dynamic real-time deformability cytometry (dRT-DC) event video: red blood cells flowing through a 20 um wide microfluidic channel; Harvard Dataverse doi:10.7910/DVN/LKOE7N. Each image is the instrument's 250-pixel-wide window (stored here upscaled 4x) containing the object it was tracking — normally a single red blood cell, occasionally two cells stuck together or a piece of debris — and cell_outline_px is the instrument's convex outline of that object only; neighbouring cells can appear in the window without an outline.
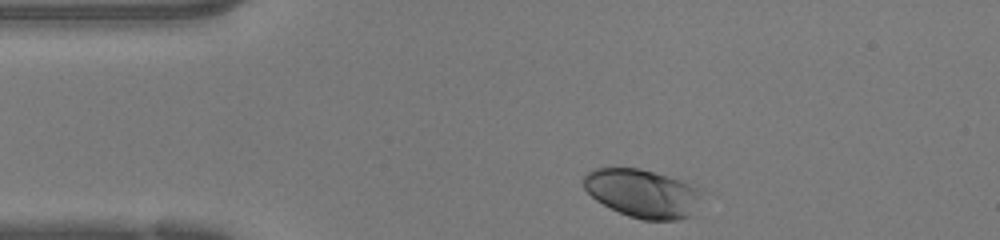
{"species": "human", "species_latin": "Homo sapiens", "temperature_condition": "warm", "stored_images_in_passage": 30, "camera_frame_rate_fps": 3000, "um_per_image_px": 0.085, "donor": {"sex": "female"}, "frame": {"image": 1, "passage_image": 1, "time_ms": 0.0, "image_size_px": [1000, 240], "cell_outline_px": [[696, 196], [692, 216], [680, 220], [644, 220], [628, 216], [596, 200], [584, 188], [584, 176], [588, 172], [596, 168], [640, 168], [668, 176], [680, 180], [696, 188]], "centroid_in_image_um": [54.54, 16.43], "position_along_channel_um": 30.5, "area_um2": 32.43}}
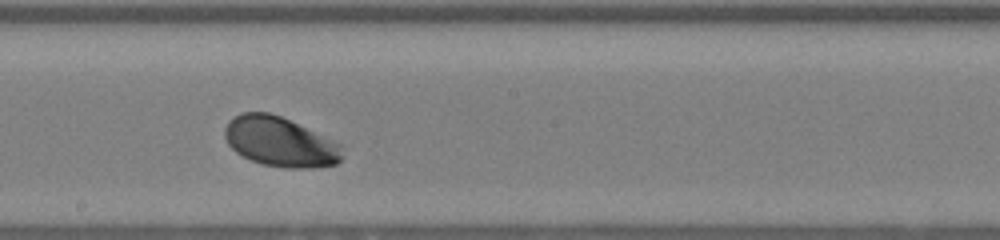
{"frame": {"image": 2, "passage_image": 18, "time_ms": 5.667, "image_size_px": [1000, 240], "cell_outline_px": [[344, 144], [340, 160], [336, 164], [312, 168], [284, 168], [264, 164], [252, 160], [236, 152], [228, 144], [224, 136], [224, 128], [228, 120], [240, 112], [268, 112], [280, 116]], "centroid_in_image_um": [23.81, 12.05], "position_along_channel_um": 224.4, "area_um2": 34.22}}
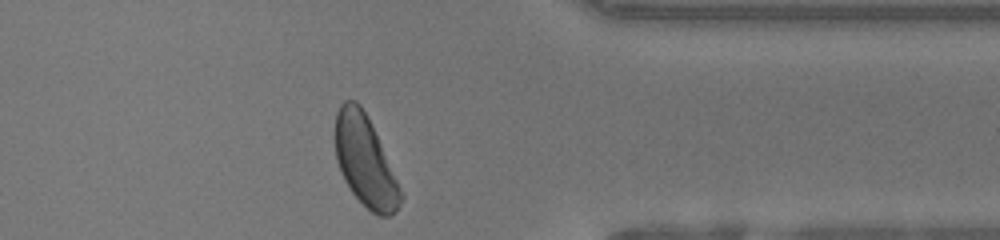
{"frame": {"image": 3, "passage_image": 30, "time_ms": 9.667, "image_size_px": [1000, 240], "cell_outline_px": [[404, 196], [400, 204], [388, 216], [380, 216], [372, 212], [352, 192], [344, 180], [336, 160], [336, 112], [340, 104], [344, 100], [356, 100], [360, 104], [380, 144]], "centroid_in_image_um": [31.01, 13.69], "position_along_channel_um": 380.4, "area_um2": 33.52}, "authors_computed_cell_mechanics": {"area_um2": 34.1598, "velocity_mm_per_s": 4.2257, "shape_relaxation_time_tau1_ms": 1.0963, "shape_relaxation_time_tau2_ms": null, "deformation_change_tau1": 0.1385, "deformation_change_tau2": null}}